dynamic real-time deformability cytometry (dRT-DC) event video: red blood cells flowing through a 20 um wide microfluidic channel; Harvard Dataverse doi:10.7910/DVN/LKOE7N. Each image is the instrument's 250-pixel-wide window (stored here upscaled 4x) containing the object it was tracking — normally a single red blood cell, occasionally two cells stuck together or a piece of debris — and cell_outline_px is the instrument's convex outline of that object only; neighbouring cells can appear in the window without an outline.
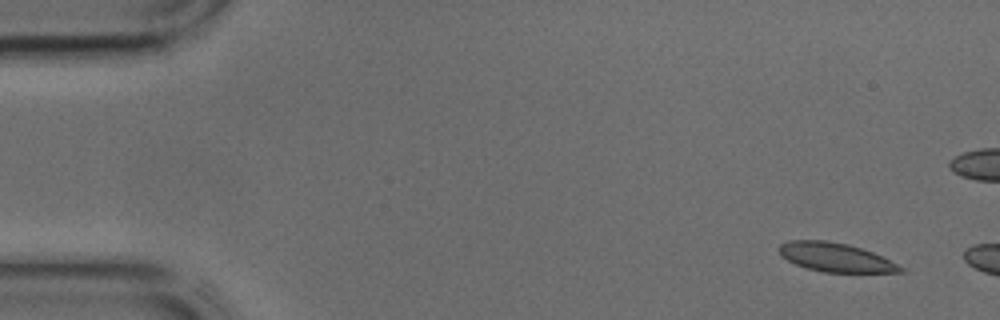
{"species": "common noctule bat (a hibernating species)", "species_latin": "Nyctalus noctula", "temperature_condition": "cold", "stored_images_in_passage": 10, "camera_frame_rate_fps": 3000, "um_per_image_px": 0.085, "animal": {"sex": "male", "body_mass_g": 17.9, "forearm_length_mm": 54.2}, "frame": {"image": 1, "passage_image": 1, "time_ms": 0.0, "image_size_px": [1000, 320], "cell_outline_px": [[904, 272], [824, 272], [808, 268], [796, 264], [780, 256], [776, 248], [780, 244], [788, 240], [828, 240], [848, 244], [872, 252], [904, 268]], "centroid_in_image_um": [70.94, 21.85], "position_along_channel_um": 14.1, "area_um2": 20.29}}